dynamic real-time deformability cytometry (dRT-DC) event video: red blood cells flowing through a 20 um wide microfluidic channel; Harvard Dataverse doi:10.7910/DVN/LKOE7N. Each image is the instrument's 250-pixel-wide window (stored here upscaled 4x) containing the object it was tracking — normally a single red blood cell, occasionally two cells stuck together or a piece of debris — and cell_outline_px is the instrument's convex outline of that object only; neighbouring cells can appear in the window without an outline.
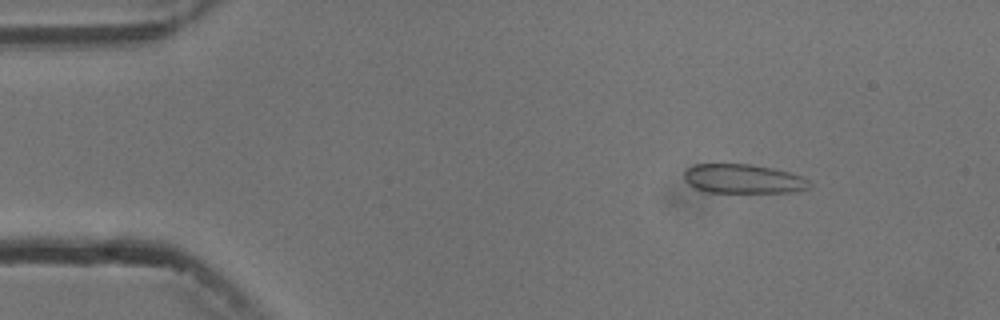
{"species": "common noctule bat (a hibernating species)", "species_latin": "Nyctalus noctula", "temperature_condition": "cold", "stored_images_in_passage": 7, "camera_frame_rate_fps": 3000, "um_per_image_px": 0.085, "animal": {"sex": "male", "body_mass_g": 13.3}, "frame": {"image": 1, "passage_image": 2, "time_ms": 1.0, "image_size_px": [1000, 320], "cell_outline_px": [[812, 184], [808, 188], [796, 192], [708, 192], [696, 188], [688, 184], [684, 180], [684, 172], [688, 168], [696, 164], [752, 164], [772, 168], [788, 172], [812, 180]], "centroid_in_image_um": [63.2, 15.2], "position_along_channel_um": 21.8, "area_um2": 21.39}}
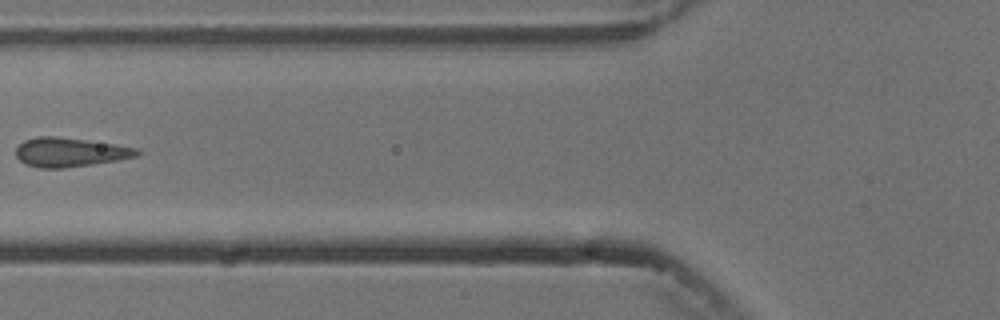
{"frame": {"image": 2, "passage_image": 5, "time_ms": 5.667, "image_size_px": [1000, 320], "cell_outline_px": [[140, 156], [92, 164], [64, 168], [40, 168], [24, 164], [16, 156], [16, 148], [24, 140], [36, 136], [56, 136], [112, 144], [136, 148], [140, 152]], "centroid_in_image_um": [5.9, 12.94], "position_along_channel_um": 119.9, "area_um2": 20.4}}
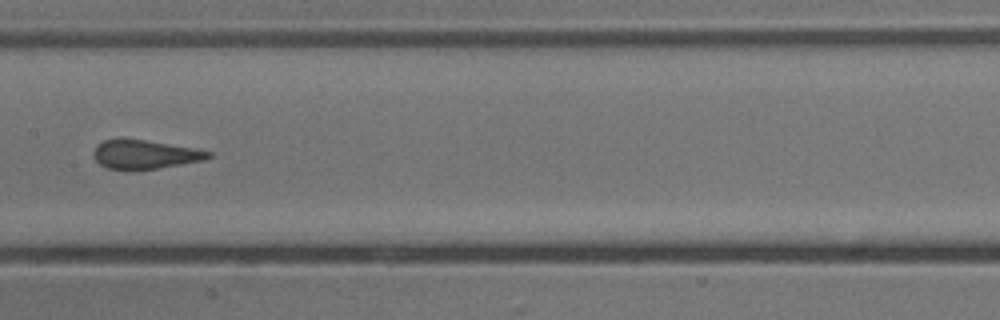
{"frame": {"image": 3, "passage_image": 7, "time_ms": 7.667, "image_size_px": [1000, 320], "cell_outline_px": [[212, 156], [204, 160], [156, 168], [108, 168], [100, 164], [92, 156], [92, 152], [96, 144], [104, 140], [144, 140], [196, 148], [212, 152]], "centroid_in_image_um": [12.32, 13.11], "position_along_channel_um": 195.1, "area_um2": 18.73}}